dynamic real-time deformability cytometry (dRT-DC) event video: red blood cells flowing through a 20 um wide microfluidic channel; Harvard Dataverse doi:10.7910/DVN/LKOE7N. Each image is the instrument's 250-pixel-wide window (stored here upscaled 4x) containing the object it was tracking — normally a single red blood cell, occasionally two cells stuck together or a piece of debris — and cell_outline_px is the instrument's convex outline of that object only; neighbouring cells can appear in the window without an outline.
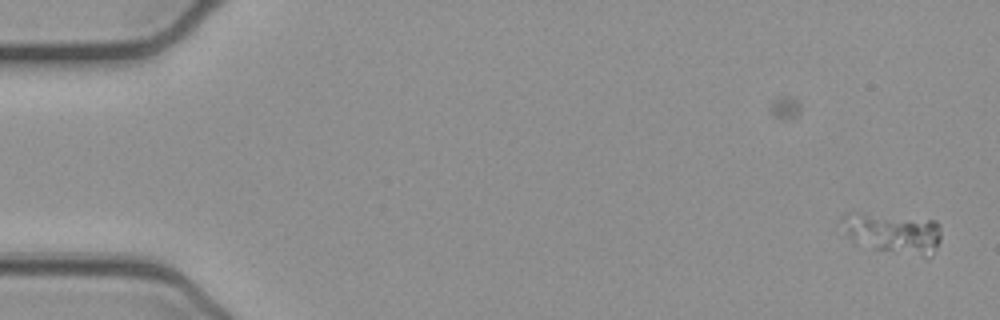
{"species": "common noctule bat (a hibernating species)", "species_latin": "Nyctalus noctula", "temperature_condition": "cold", "stored_images_in_passage": 54, "camera_frame_rate_fps": 3000, "um_per_image_px": 0.085, "animal": {"sex": "female", "body_mass_g": 21.9}, "frame": {"image": 1, "passage_image": 1, "time_ms": 0.0, "image_size_px": [1000, 320], "cell_outline_px": [[940, 240], [932, 256], [924, 256], [876, 248], [856, 244], [844, 232], [840, 220], [840, 216], [844, 212], [860, 212], [936, 220], [940, 224]], "centroid_in_image_um": [75.87, 19.76], "position_along_channel_um": 9.1, "area_um2": 23.52}}
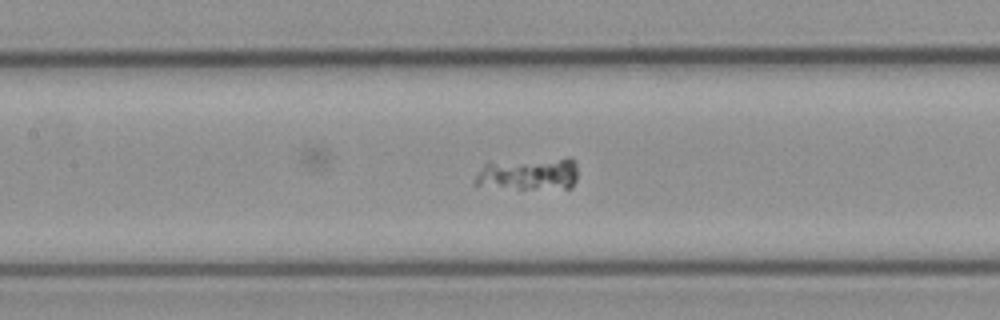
{"frame": {"image": 2, "passage_image": 24, "time_ms": 7.667, "image_size_px": [1000, 320], "cell_outline_px": [[576, 180], [572, 188], [520, 188], [476, 184], [476, 176], [484, 164], [568, 156], [576, 160]], "centroid_in_image_um": [45.08, 14.75], "position_along_channel_um": 162.3, "area_um2": 19.02}}
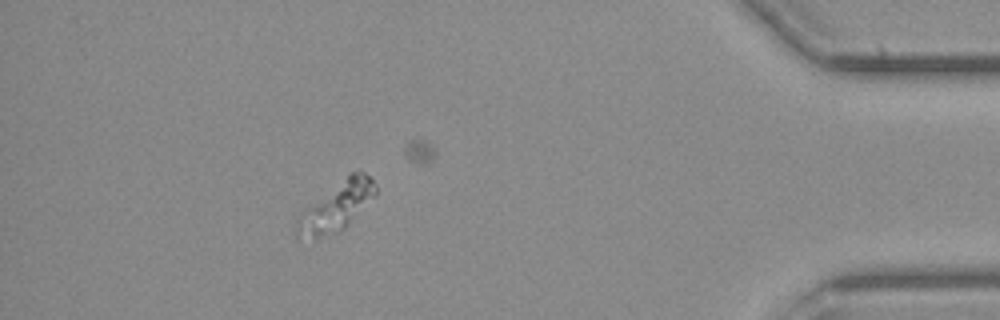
{"frame": {"image": 3, "passage_image": 47, "time_ms": 15.333, "image_size_px": [1000, 320], "cell_outline_px": [[376, 196], [344, 228], [316, 240], [296, 236], [296, 220], [304, 208], [352, 172], [364, 172], [376, 184]], "centroid_in_image_um": [28.58, 17.58], "position_along_channel_um": 406.6, "area_um2": 22.14}}